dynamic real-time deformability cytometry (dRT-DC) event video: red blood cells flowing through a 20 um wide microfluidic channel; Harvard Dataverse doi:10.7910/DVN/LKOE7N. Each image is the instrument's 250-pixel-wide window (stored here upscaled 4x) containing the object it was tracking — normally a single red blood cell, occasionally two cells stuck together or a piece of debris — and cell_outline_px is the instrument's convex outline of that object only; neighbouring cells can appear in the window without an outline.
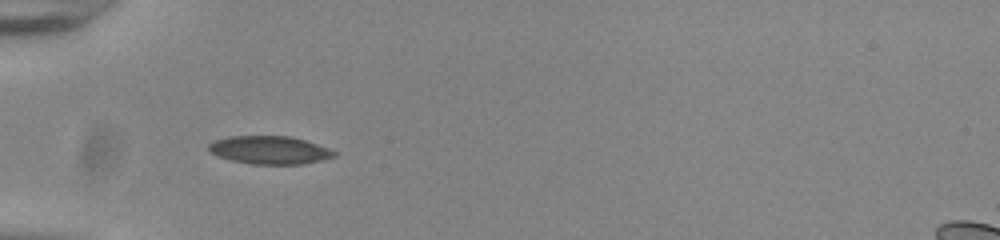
{"species": "common noctule bat (a hibernating species)", "species_latin": "Nyctalus noctula", "temperature_condition": "room temperature", "stored_images_in_passage": 37, "camera_frame_rate_fps": 3000, "um_per_image_px": 0.085, "animal": {"sex": "male", "body_mass_g": 20.0, "forearm_length_mm": 53.3}, "frame": {"image": 1, "passage_image": 1, "time_ms": 0.0, "image_size_px": [1000, 240], "cell_outline_px": [[336, 156], [324, 160], [304, 164], [252, 164], [232, 160], [208, 152], [208, 144], [216, 140], [228, 136], [292, 136], [328, 148], [336, 152]], "centroid_in_image_um": [22.93, 12.75], "position_along_channel_um": 62.1, "area_um2": 20.52}}
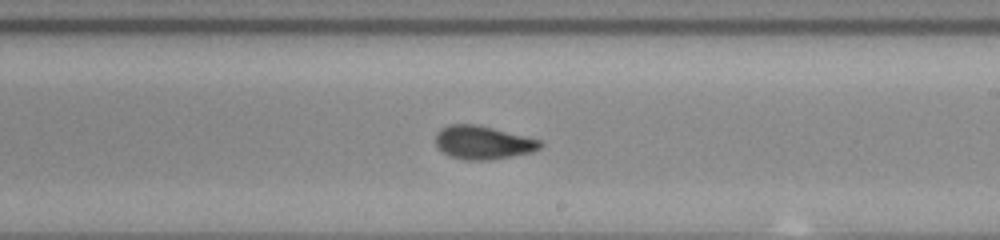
{"frame": {"image": 2, "passage_image": 16, "time_ms": 5.0, "image_size_px": [1000, 240], "cell_outline_px": [[544, 144], [540, 148], [532, 152], [492, 160], [464, 160], [448, 156], [436, 144], [436, 132], [440, 128], [448, 124], [476, 124], [540, 140]], "centroid_in_image_um": [41.03, 12.12], "position_along_channel_um": 248.0, "area_um2": 20.35}}
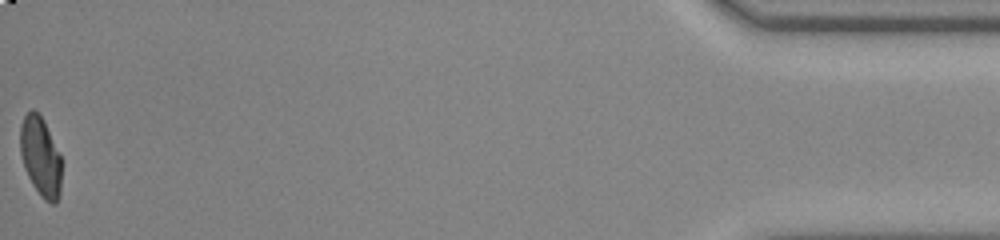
{"frame": {"image": 3, "passage_image": 37, "time_ms": 12.0, "image_size_px": [1000, 240], "cell_outline_px": [[60, 192], [56, 204], [52, 204], [44, 200], [40, 196], [32, 184], [24, 168], [20, 152], [20, 128], [24, 116], [32, 108], [44, 120], [60, 156]], "centroid_in_image_um": [3.43, 13.34], "position_along_channel_um": 431.8, "area_um2": 18.96}, "authors_computed_cell_mechanics": {"area_um2": 20.4612, "velocity_mm_per_s": 3.8574, "shape_relaxation_time_tau1_ms": 5.5606, "shape_relaxation_time_tau2_ms": 1.2208, "deformation_change_tau1": 0.1615, "deformation_change_tau2": 0.0761}}